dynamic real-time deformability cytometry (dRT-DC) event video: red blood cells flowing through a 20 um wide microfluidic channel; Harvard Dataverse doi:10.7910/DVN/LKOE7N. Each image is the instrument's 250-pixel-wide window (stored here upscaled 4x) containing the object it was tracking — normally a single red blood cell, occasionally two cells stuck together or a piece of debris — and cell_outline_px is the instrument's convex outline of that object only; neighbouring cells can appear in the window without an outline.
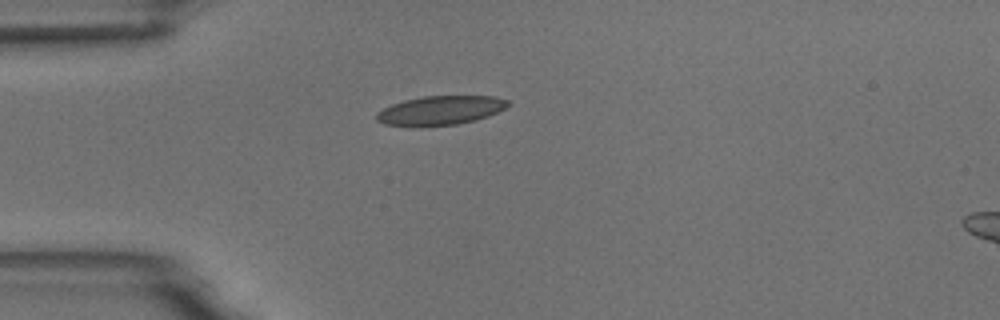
{"species": "common noctule bat (a hibernating species)", "species_latin": "Nyctalus noctula", "temperature_condition": "room temperature", "stored_images_in_passage": 2, "camera_frame_rate_fps": 3000, "um_per_image_px": 0.085, "animal": {"sex": "male", "body_mass_g": 18.8}, "frame": {"image": 1, "passage_image": 1, "time_ms": 0.0, "image_size_px": [1000, 320], "cell_outline_px": [[512, 104], [488, 116], [476, 120], [456, 124], [424, 128], [420, 128], [384, 124], [376, 120], [376, 112], [392, 104], [404, 100], [424, 96], [496, 96], [508, 100]], "centroid_in_image_um": [37.41, 9.4], "position_along_channel_um": 47.6, "area_um2": 22.72}}